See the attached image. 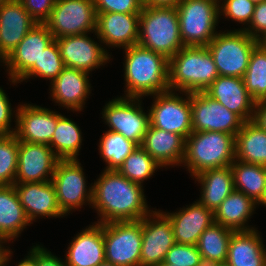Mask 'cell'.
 <instances>
[{"label":"cell","mask_w":266,"mask_h":266,"mask_svg":"<svg viewBox=\"0 0 266 266\" xmlns=\"http://www.w3.org/2000/svg\"><path fill=\"white\" fill-rule=\"evenodd\" d=\"M53 255L50 250L37 244V266H67L65 260Z\"/></svg>","instance_id":"46"},{"label":"cell","mask_w":266,"mask_h":266,"mask_svg":"<svg viewBox=\"0 0 266 266\" xmlns=\"http://www.w3.org/2000/svg\"><path fill=\"white\" fill-rule=\"evenodd\" d=\"M162 264L176 266H205L196 245L175 243Z\"/></svg>","instance_id":"41"},{"label":"cell","mask_w":266,"mask_h":266,"mask_svg":"<svg viewBox=\"0 0 266 266\" xmlns=\"http://www.w3.org/2000/svg\"><path fill=\"white\" fill-rule=\"evenodd\" d=\"M219 76L206 46H184L169 60V90L204 92Z\"/></svg>","instance_id":"3"},{"label":"cell","mask_w":266,"mask_h":266,"mask_svg":"<svg viewBox=\"0 0 266 266\" xmlns=\"http://www.w3.org/2000/svg\"><path fill=\"white\" fill-rule=\"evenodd\" d=\"M82 140V132L77 123L58 113L57 127L49 144L55 155L60 160L78 159Z\"/></svg>","instance_id":"33"},{"label":"cell","mask_w":266,"mask_h":266,"mask_svg":"<svg viewBox=\"0 0 266 266\" xmlns=\"http://www.w3.org/2000/svg\"><path fill=\"white\" fill-rule=\"evenodd\" d=\"M105 261L116 266H140L142 221L103 224Z\"/></svg>","instance_id":"8"},{"label":"cell","mask_w":266,"mask_h":266,"mask_svg":"<svg viewBox=\"0 0 266 266\" xmlns=\"http://www.w3.org/2000/svg\"><path fill=\"white\" fill-rule=\"evenodd\" d=\"M159 168L162 169L163 167L141 146H137L135 150L125 158L117 171L133 183L143 186L144 180L147 181V179H150Z\"/></svg>","instance_id":"37"},{"label":"cell","mask_w":266,"mask_h":266,"mask_svg":"<svg viewBox=\"0 0 266 266\" xmlns=\"http://www.w3.org/2000/svg\"><path fill=\"white\" fill-rule=\"evenodd\" d=\"M259 230L233 232L226 262L230 266H266V248Z\"/></svg>","instance_id":"27"},{"label":"cell","mask_w":266,"mask_h":266,"mask_svg":"<svg viewBox=\"0 0 266 266\" xmlns=\"http://www.w3.org/2000/svg\"><path fill=\"white\" fill-rule=\"evenodd\" d=\"M88 34L66 36L55 39L65 67L91 73L110 62L111 54L98 40Z\"/></svg>","instance_id":"15"},{"label":"cell","mask_w":266,"mask_h":266,"mask_svg":"<svg viewBox=\"0 0 266 266\" xmlns=\"http://www.w3.org/2000/svg\"><path fill=\"white\" fill-rule=\"evenodd\" d=\"M16 266H37V244L32 246L28 255L24 257Z\"/></svg>","instance_id":"50"},{"label":"cell","mask_w":266,"mask_h":266,"mask_svg":"<svg viewBox=\"0 0 266 266\" xmlns=\"http://www.w3.org/2000/svg\"><path fill=\"white\" fill-rule=\"evenodd\" d=\"M258 43L266 49V33L258 39Z\"/></svg>","instance_id":"51"},{"label":"cell","mask_w":266,"mask_h":266,"mask_svg":"<svg viewBox=\"0 0 266 266\" xmlns=\"http://www.w3.org/2000/svg\"><path fill=\"white\" fill-rule=\"evenodd\" d=\"M25 10L38 23L44 24L57 0H20Z\"/></svg>","instance_id":"43"},{"label":"cell","mask_w":266,"mask_h":266,"mask_svg":"<svg viewBox=\"0 0 266 266\" xmlns=\"http://www.w3.org/2000/svg\"><path fill=\"white\" fill-rule=\"evenodd\" d=\"M233 232V230L214 222L201 234L196 246L205 266L226 262Z\"/></svg>","instance_id":"34"},{"label":"cell","mask_w":266,"mask_h":266,"mask_svg":"<svg viewBox=\"0 0 266 266\" xmlns=\"http://www.w3.org/2000/svg\"><path fill=\"white\" fill-rule=\"evenodd\" d=\"M186 139L176 133L149 124L141 147L162 167L181 166L185 156Z\"/></svg>","instance_id":"26"},{"label":"cell","mask_w":266,"mask_h":266,"mask_svg":"<svg viewBox=\"0 0 266 266\" xmlns=\"http://www.w3.org/2000/svg\"><path fill=\"white\" fill-rule=\"evenodd\" d=\"M102 109V119L107 131L122 134L126 139L141 146L150 124L149 111H144L142 98L115 97Z\"/></svg>","instance_id":"10"},{"label":"cell","mask_w":266,"mask_h":266,"mask_svg":"<svg viewBox=\"0 0 266 266\" xmlns=\"http://www.w3.org/2000/svg\"><path fill=\"white\" fill-rule=\"evenodd\" d=\"M55 40L44 24H36L2 62L14 85L35 64L42 51Z\"/></svg>","instance_id":"16"},{"label":"cell","mask_w":266,"mask_h":266,"mask_svg":"<svg viewBox=\"0 0 266 266\" xmlns=\"http://www.w3.org/2000/svg\"><path fill=\"white\" fill-rule=\"evenodd\" d=\"M178 93L168 90L151 95L154 98V102L151 104L150 109L147 110H149L151 126L179 134L186 139L193 132L191 93L181 91Z\"/></svg>","instance_id":"9"},{"label":"cell","mask_w":266,"mask_h":266,"mask_svg":"<svg viewBox=\"0 0 266 266\" xmlns=\"http://www.w3.org/2000/svg\"><path fill=\"white\" fill-rule=\"evenodd\" d=\"M208 266H230L227 262L217 263V264H211Z\"/></svg>","instance_id":"53"},{"label":"cell","mask_w":266,"mask_h":266,"mask_svg":"<svg viewBox=\"0 0 266 266\" xmlns=\"http://www.w3.org/2000/svg\"><path fill=\"white\" fill-rule=\"evenodd\" d=\"M9 243L8 239L0 236V266H6L9 261L11 262L13 251H11L10 247L4 246Z\"/></svg>","instance_id":"48"},{"label":"cell","mask_w":266,"mask_h":266,"mask_svg":"<svg viewBox=\"0 0 266 266\" xmlns=\"http://www.w3.org/2000/svg\"><path fill=\"white\" fill-rule=\"evenodd\" d=\"M258 204L243 192L234 190L214 211L215 223L237 231L257 229L248 225Z\"/></svg>","instance_id":"28"},{"label":"cell","mask_w":266,"mask_h":266,"mask_svg":"<svg viewBox=\"0 0 266 266\" xmlns=\"http://www.w3.org/2000/svg\"><path fill=\"white\" fill-rule=\"evenodd\" d=\"M65 68L56 40L47 46L39 57L38 63H35L19 80L27 82L31 78H44L52 83Z\"/></svg>","instance_id":"38"},{"label":"cell","mask_w":266,"mask_h":266,"mask_svg":"<svg viewBox=\"0 0 266 266\" xmlns=\"http://www.w3.org/2000/svg\"><path fill=\"white\" fill-rule=\"evenodd\" d=\"M181 0H142L145 7H177Z\"/></svg>","instance_id":"49"},{"label":"cell","mask_w":266,"mask_h":266,"mask_svg":"<svg viewBox=\"0 0 266 266\" xmlns=\"http://www.w3.org/2000/svg\"><path fill=\"white\" fill-rule=\"evenodd\" d=\"M30 224L14 186L0 185V236L15 241Z\"/></svg>","instance_id":"30"},{"label":"cell","mask_w":266,"mask_h":266,"mask_svg":"<svg viewBox=\"0 0 266 266\" xmlns=\"http://www.w3.org/2000/svg\"><path fill=\"white\" fill-rule=\"evenodd\" d=\"M235 159L266 166V131L252 120L244 122L235 136Z\"/></svg>","instance_id":"31"},{"label":"cell","mask_w":266,"mask_h":266,"mask_svg":"<svg viewBox=\"0 0 266 266\" xmlns=\"http://www.w3.org/2000/svg\"><path fill=\"white\" fill-rule=\"evenodd\" d=\"M89 75L85 71L65 67L50 83L52 101L67 111H82L92 91Z\"/></svg>","instance_id":"22"},{"label":"cell","mask_w":266,"mask_h":266,"mask_svg":"<svg viewBox=\"0 0 266 266\" xmlns=\"http://www.w3.org/2000/svg\"><path fill=\"white\" fill-rule=\"evenodd\" d=\"M13 186L31 223L36 222L38 217H65L58 205L52 181L14 183Z\"/></svg>","instance_id":"20"},{"label":"cell","mask_w":266,"mask_h":266,"mask_svg":"<svg viewBox=\"0 0 266 266\" xmlns=\"http://www.w3.org/2000/svg\"><path fill=\"white\" fill-rule=\"evenodd\" d=\"M125 91L122 97L142 98L169 90V60L139 44L124 48Z\"/></svg>","instance_id":"2"},{"label":"cell","mask_w":266,"mask_h":266,"mask_svg":"<svg viewBox=\"0 0 266 266\" xmlns=\"http://www.w3.org/2000/svg\"><path fill=\"white\" fill-rule=\"evenodd\" d=\"M98 266H116V265H114L110 262L104 261V262L100 263Z\"/></svg>","instance_id":"54"},{"label":"cell","mask_w":266,"mask_h":266,"mask_svg":"<svg viewBox=\"0 0 266 266\" xmlns=\"http://www.w3.org/2000/svg\"><path fill=\"white\" fill-rule=\"evenodd\" d=\"M10 100L5 91L0 87V135H11L15 133L16 128L11 127L12 118L16 122V110H12ZM16 111V112H15ZM15 115V117H13Z\"/></svg>","instance_id":"44"},{"label":"cell","mask_w":266,"mask_h":266,"mask_svg":"<svg viewBox=\"0 0 266 266\" xmlns=\"http://www.w3.org/2000/svg\"><path fill=\"white\" fill-rule=\"evenodd\" d=\"M194 178L201 186L198 201L212 211L235 190L231 166L208 169Z\"/></svg>","instance_id":"29"},{"label":"cell","mask_w":266,"mask_h":266,"mask_svg":"<svg viewBox=\"0 0 266 266\" xmlns=\"http://www.w3.org/2000/svg\"><path fill=\"white\" fill-rule=\"evenodd\" d=\"M234 188L258 203L266 187V166L236 160L231 163Z\"/></svg>","instance_id":"32"},{"label":"cell","mask_w":266,"mask_h":266,"mask_svg":"<svg viewBox=\"0 0 266 266\" xmlns=\"http://www.w3.org/2000/svg\"><path fill=\"white\" fill-rule=\"evenodd\" d=\"M19 140L15 134L0 135V185H13L18 168Z\"/></svg>","instance_id":"39"},{"label":"cell","mask_w":266,"mask_h":266,"mask_svg":"<svg viewBox=\"0 0 266 266\" xmlns=\"http://www.w3.org/2000/svg\"><path fill=\"white\" fill-rule=\"evenodd\" d=\"M176 212H164L171 221L175 243L196 245L201 234L214 222V211L198 200Z\"/></svg>","instance_id":"23"},{"label":"cell","mask_w":266,"mask_h":266,"mask_svg":"<svg viewBox=\"0 0 266 266\" xmlns=\"http://www.w3.org/2000/svg\"><path fill=\"white\" fill-rule=\"evenodd\" d=\"M36 24L20 0H9L0 6V63Z\"/></svg>","instance_id":"21"},{"label":"cell","mask_w":266,"mask_h":266,"mask_svg":"<svg viewBox=\"0 0 266 266\" xmlns=\"http://www.w3.org/2000/svg\"><path fill=\"white\" fill-rule=\"evenodd\" d=\"M9 0H0V6Z\"/></svg>","instance_id":"56"},{"label":"cell","mask_w":266,"mask_h":266,"mask_svg":"<svg viewBox=\"0 0 266 266\" xmlns=\"http://www.w3.org/2000/svg\"><path fill=\"white\" fill-rule=\"evenodd\" d=\"M79 159L59 160L52 182L56 189L57 202L61 212L67 216L83 205L92 206V183L87 186L86 176Z\"/></svg>","instance_id":"11"},{"label":"cell","mask_w":266,"mask_h":266,"mask_svg":"<svg viewBox=\"0 0 266 266\" xmlns=\"http://www.w3.org/2000/svg\"><path fill=\"white\" fill-rule=\"evenodd\" d=\"M96 20L94 0H57L44 25L57 39L94 33Z\"/></svg>","instance_id":"12"},{"label":"cell","mask_w":266,"mask_h":266,"mask_svg":"<svg viewBox=\"0 0 266 266\" xmlns=\"http://www.w3.org/2000/svg\"><path fill=\"white\" fill-rule=\"evenodd\" d=\"M243 81L255 102L266 100V49L259 43L251 52Z\"/></svg>","instance_id":"36"},{"label":"cell","mask_w":266,"mask_h":266,"mask_svg":"<svg viewBox=\"0 0 266 266\" xmlns=\"http://www.w3.org/2000/svg\"><path fill=\"white\" fill-rule=\"evenodd\" d=\"M15 135L19 141L51 143L57 127L58 112L38 105L22 103L17 106Z\"/></svg>","instance_id":"17"},{"label":"cell","mask_w":266,"mask_h":266,"mask_svg":"<svg viewBox=\"0 0 266 266\" xmlns=\"http://www.w3.org/2000/svg\"><path fill=\"white\" fill-rule=\"evenodd\" d=\"M140 266H159L175 244L170 219L162 210H153L142 219Z\"/></svg>","instance_id":"14"},{"label":"cell","mask_w":266,"mask_h":266,"mask_svg":"<svg viewBox=\"0 0 266 266\" xmlns=\"http://www.w3.org/2000/svg\"><path fill=\"white\" fill-rule=\"evenodd\" d=\"M255 5L251 0H219V17L223 15L224 19L243 24L240 30H245L252 20Z\"/></svg>","instance_id":"40"},{"label":"cell","mask_w":266,"mask_h":266,"mask_svg":"<svg viewBox=\"0 0 266 266\" xmlns=\"http://www.w3.org/2000/svg\"><path fill=\"white\" fill-rule=\"evenodd\" d=\"M99 155L106 163L105 170H118L125 158L138 146L122 134L105 131L99 139Z\"/></svg>","instance_id":"35"},{"label":"cell","mask_w":266,"mask_h":266,"mask_svg":"<svg viewBox=\"0 0 266 266\" xmlns=\"http://www.w3.org/2000/svg\"><path fill=\"white\" fill-rule=\"evenodd\" d=\"M235 161V137L216 131L192 132L186 138L182 166L192 178L208 169L224 168Z\"/></svg>","instance_id":"4"},{"label":"cell","mask_w":266,"mask_h":266,"mask_svg":"<svg viewBox=\"0 0 266 266\" xmlns=\"http://www.w3.org/2000/svg\"><path fill=\"white\" fill-rule=\"evenodd\" d=\"M159 266H176V265H170V264H160Z\"/></svg>","instance_id":"57"},{"label":"cell","mask_w":266,"mask_h":266,"mask_svg":"<svg viewBox=\"0 0 266 266\" xmlns=\"http://www.w3.org/2000/svg\"><path fill=\"white\" fill-rule=\"evenodd\" d=\"M252 2H254L255 4L266 1V0H251Z\"/></svg>","instance_id":"55"},{"label":"cell","mask_w":266,"mask_h":266,"mask_svg":"<svg viewBox=\"0 0 266 266\" xmlns=\"http://www.w3.org/2000/svg\"><path fill=\"white\" fill-rule=\"evenodd\" d=\"M191 117L193 132L216 131L234 137L244 123L237 114L205 92L191 93Z\"/></svg>","instance_id":"13"},{"label":"cell","mask_w":266,"mask_h":266,"mask_svg":"<svg viewBox=\"0 0 266 266\" xmlns=\"http://www.w3.org/2000/svg\"><path fill=\"white\" fill-rule=\"evenodd\" d=\"M96 13H141L142 0H94Z\"/></svg>","instance_id":"42"},{"label":"cell","mask_w":266,"mask_h":266,"mask_svg":"<svg viewBox=\"0 0 266 266\" xmlns=\"http://www.w3.org/2000/svg\"><path fill=\"white\" fill-rule=\"evenodd\" d=\"M59 160L49 145L19 141L14 183L51 181Z\"/></svg>","instance_id":"18"},{"label":"cell","mask_w":266,"mask_h":266,"mask_svg":"<svg viewBox=\"0 0 266 266\" xmlns=\"http://www.w3.org/2000/svg\"><path fill=\"white\" fill-rule=\"evenodd\" d=\"M258 206L259 204L264 205L266 207V187H265V192H264V195H263V198L257 203Z\"/></svg>","instance_id":"52"},{"label":"cell","mask_w":266,"mask_h":266,"mask_svg":"<svg viewBox=\"0 0 266 266\" xmlns=\"http://www.w3.org/2000/svg\"><path fill=\"white\" fill-rule=\"evenodd\" d=\"M67 250L65 255L67 266H98L104 262L103 224L93 222L78 232Z\"/></svg>","instance_id":"25"},{"label":"cell","mask_w":266,"mask_h":266,"mask_svg":"<svg viewBox=\"0 0 266 266\" xmlns=\"http://www.w3.org/2000/svg\"><path fill=\"white\" fill-rule=\"evenodd\" d=\"M170 60L184 44L176 7H145L139 17L138 43Z\"/></svg>","instance_id":"5"},{"label":"cell","mask_w":266,"mask_h":266,"mask_svg":"<svg viewBox=\"0 0 266 266\" xmlns=\"http://www.w3.org/2000/svg\"><path fill=\"white\" fill-rule=\"evenodd\" d=\"M95 38L115 49L136 45L139 39L140 13H96Z\"/></svg>","instance_id":"19"},{"label":"cell","mask_w":266,"mask_h":266,"mask_svg":"<svg viewBox=\"0 0 266 266\" xmlns=\"http://www.w3.org/2000/svg\"><path fill=\"white\" fill-rule=\"evenodd\" d=\"M257 44V39L238 28L227 32L220 30L206 47L220 76L243 78Z\"/></svg>","instance_id":"7"},{"label":"cell","mask_w":266,"mask_h":266,"mask_svg":"<svg viewBox=\"0 0 266 266\" xmlns=\"http://www.w3.org/2000/svg\"><path fill=\"white\" fill-rule=\"evenodd\" d=\"M92 206L97 223L138 221L153 210L148 207L144 187L133 183L117 170H105L92 183Z\"/></svg>","instance_id":"1"},{"label":"cell","mask_w":266,"mask_h":266,"mask_svg":"<svg viewBox=\"0 0 266 266\" xmlns=\"http://www.w3.org/2000/svg\"><path fill=\"white\" fill-rule=\"evenodd\" d=\"M204 92L244 122L252 120L255 101L248 93L243 78L219 75Z\"/></svg>","instance_id":"24"},{"label":"cell","mask_w":266,"mask_h":266,"mask_svg":"<svg viewBox=\"0 0 266 266\" xmlns=\"http://www.w3.org/2000/svg\"><path fill=\"white\" fill-rule=\"evenodd\" d=\"M244 31L257 40L266 33V1L255 5L252 20Z\"/></svg>","instance_id":"45"},{"label":"cell","mask_w":266,"mask_h":266,"mask_svg":"<svg viewBox=\"0 0 266 266\" xmlns=\"http://www.w3.org/2000/svg\"><path fill=\"white\" fill-rule=\"evenodd\" d=\"M176 10L184 46H207L218 33L219 0H181Z\"/></svg>","instance_id":"6"},{"label":"cell","mask_w":266,"mask_h":266,"mask_svg":"<svg viewBox=\"0 0 266 266\" xmlns=\"http://www.w3.org/2000/svg\"><path fill=\"white\" fill-rule=\"evenodd\" d=\"M252 121L266 131V100L255 102Z\"/></svg>","instance_id":"47"}]
</instances>
